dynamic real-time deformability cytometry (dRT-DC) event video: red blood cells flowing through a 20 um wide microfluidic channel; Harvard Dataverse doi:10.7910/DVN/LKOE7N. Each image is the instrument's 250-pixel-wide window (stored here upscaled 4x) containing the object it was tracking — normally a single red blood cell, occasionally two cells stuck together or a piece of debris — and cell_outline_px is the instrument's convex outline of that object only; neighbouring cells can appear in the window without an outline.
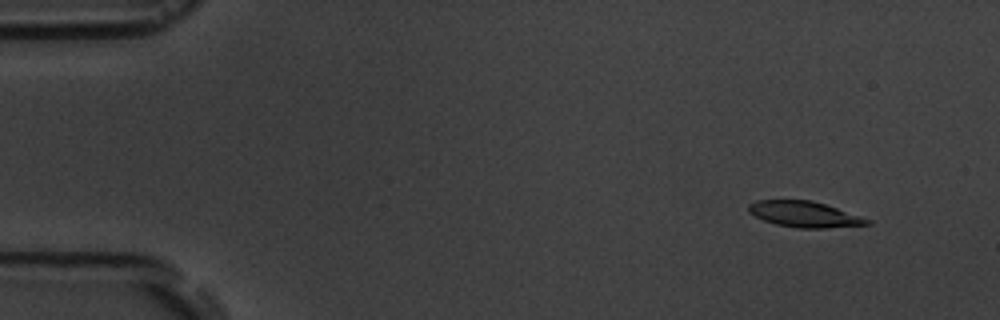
{"species": "common noctule bat (a hibernating species)", "species_latin": "Nyctalus noctula", "temperature_condition": "room temperature", "stored_images_in_passage": 4, "camera_frame_rate_fps": 3000, "um_per_image_px": 0.085, "animal": {"sex": "male", "body_mass_g": 19.5, "forearm_length_mm": 54.6}, "frame": {"image": 1, "passage_image": 1, "time_ms": 0.0, "image_size_px": [1000, 320], "cell_outline_px": [[872, 224], [824, 228], [800, 228], [776, 224], [764, 220], [748, 212], [748, 204], [756, 200], [812, 200], [872, 220]], "centroid_in_image_um": [68.37, 18.21], "position_along_channel_um": 16.6, "area_um2": 17.69}}
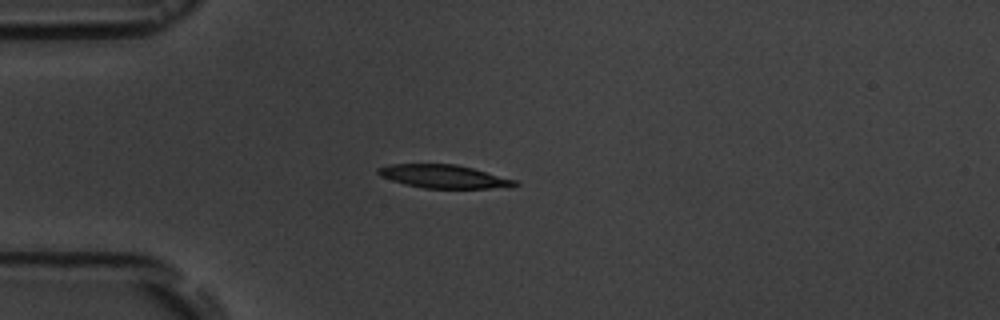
{"frame": {"image": 2, "passage_image": 4, "time_ms": 3.333, "image_size_px": [1000, 320], "cell_outline_px": [[520, 184], [512, 188], [424, 188], [404, 184], [380, 176], [376, 172], [376, 168], [392, 164], [456, 164], [472, 168], [516, 180]], "centroid_in_image_um": [37.74, 15.01], "position_along_channel_um": 47.3, "area_um2": 18.61}}